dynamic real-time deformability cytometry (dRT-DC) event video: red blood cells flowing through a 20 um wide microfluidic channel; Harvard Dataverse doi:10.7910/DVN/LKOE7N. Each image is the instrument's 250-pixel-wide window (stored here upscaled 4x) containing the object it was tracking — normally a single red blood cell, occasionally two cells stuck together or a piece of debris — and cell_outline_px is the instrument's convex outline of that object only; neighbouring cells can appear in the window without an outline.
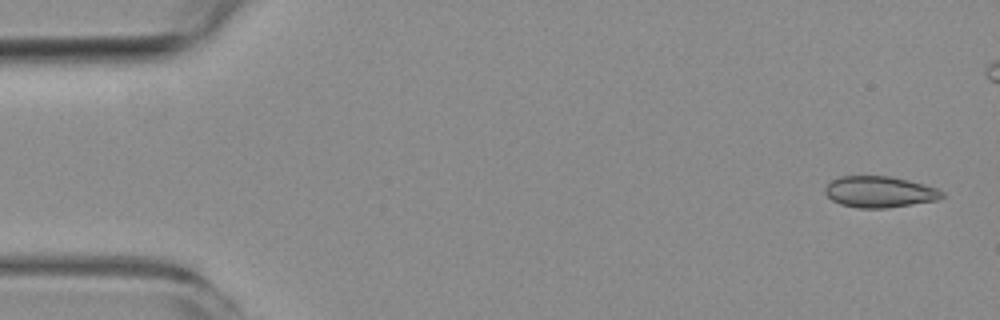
{"species": "common noctule bat (a hibernating species)", "species_latin": "Nyctalus noctula", "temperature_condition": "room temperature", "stored_images_in_passage": 5, "camera_frame_rate_fps": 3000, "um_per_image_px": 0.085, "animal": {"sex": "female", "body_mass_g": 19.3, "forearm_length_mm": 54.1}, "frame": {"image": 1, "passage_image": 1, "time_ms": 0.0, "image_size_px": [1000, 320], "cell_outline_px": [[944, 196], [936, 200], [912, 204], [884, 208], [860, 208], [840, 204], [832, 200], [824, 192], [824, 188], [832, 180], [840, 176], [892, 176], [924, 184], [936, 188], [944, 192]], "centroid_in_image_um": [74.75, 16.3], "position_along_channel_um": 10.2, "area_um2": 21.21}}